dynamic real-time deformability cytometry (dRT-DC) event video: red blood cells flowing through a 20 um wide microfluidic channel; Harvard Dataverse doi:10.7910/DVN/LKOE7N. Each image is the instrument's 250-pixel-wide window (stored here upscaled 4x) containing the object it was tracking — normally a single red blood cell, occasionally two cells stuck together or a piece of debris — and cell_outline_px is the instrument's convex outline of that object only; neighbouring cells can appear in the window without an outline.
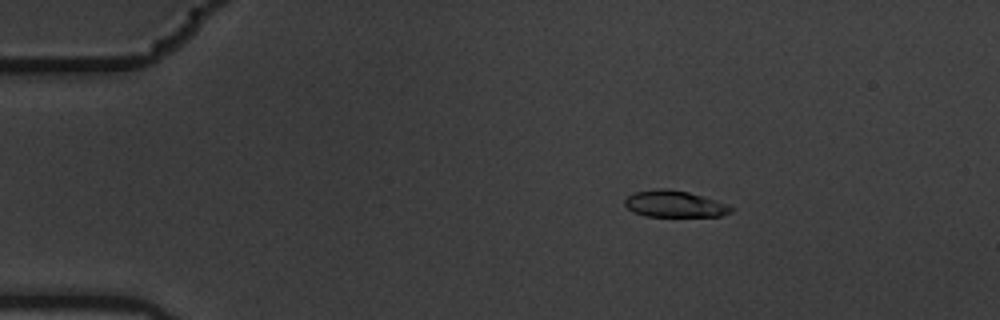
{"species": "common noctule bat (a hibernating species)", "species_latin": "Nyctalus noctula", "temperature_condition": "warm", "stored_images_in_passage": 5, "camera_frame_rate_fps": 3000, "um_per_image_px": 0.085, "animal": {"sex": "male", "body_mass_g": 19.5, "forearm_length_mm": 54.6}, "frame": {"image": 1, "passage_image": 2, "time_ms": 0.333, "image_size_px": [1000, 320], "cell_outline_px": [[736, 208], [732, 212], [720, 216], [644, 216], [632, 212], [624, 204], [624, 200], [628, 196], [636, 192], [660, 188], [668, 188], [688, 192], [728, 204]], "centroid_in_image_um": [57.35, 17.34], "position_along_channel_um": 27.7, "area_um2": 16.47}}
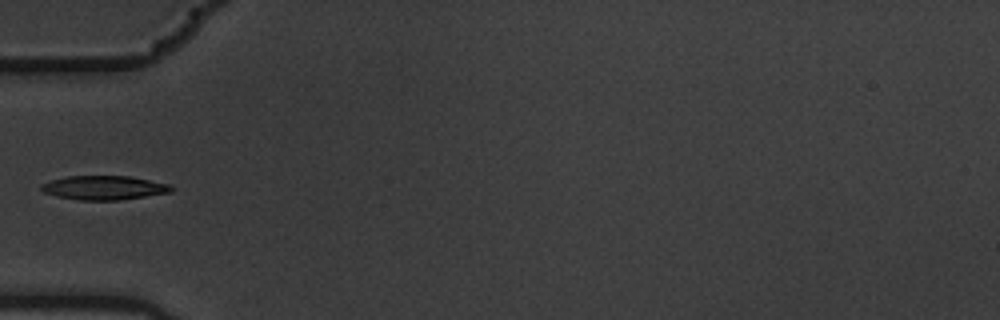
{"frame": {"image": 2, "passage_image": 5, "time_ms": 1.333, "image_size_px": [1000, 320], "cell_outline_px": [[172, 192], [120, 200], [80, 200], [56, 196], [44, 192], [40, 188], [44, 184], [52, 180], [68, 176], [128, 176], [172, 184]], "centroid_in_image_um": [8.89, 15.96], "position_along_channel_um": 76.1, "area_um2": 18.09}}